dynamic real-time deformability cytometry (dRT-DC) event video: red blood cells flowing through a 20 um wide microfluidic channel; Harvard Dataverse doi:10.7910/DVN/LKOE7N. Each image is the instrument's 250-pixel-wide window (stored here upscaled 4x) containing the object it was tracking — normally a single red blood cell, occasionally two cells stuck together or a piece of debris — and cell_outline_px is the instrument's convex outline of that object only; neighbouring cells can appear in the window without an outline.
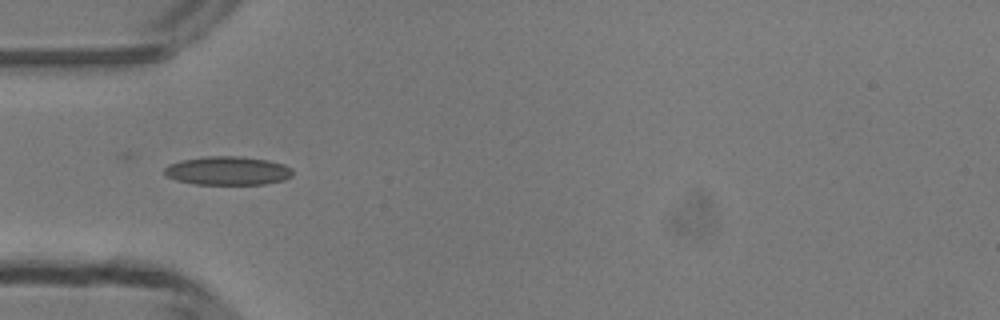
{"species": "common noctule bat (a hibernating species)", "species_latin": "Nyctalus noctula", "temperature_condition": "room temperature", "stored_images_in_passage": 25, "camera_frame_rate_fps": 3000, "um_per_image_px": 0.085, "animal": {"sex": "male", "body_mass_g": 13.3}, "frame": {"image": 1, "passage_image": 1, "time_ms": 0.0, "image_size_px": [1000, 320], "cell_outline_px": [[292, 176], [284, 180], [264, 184], [196, 184], [176, 180], [168, 176], [164, 172], [164, 168], [168, 164], [180, 160], [204, 156], [240, 156], [268, 160], [284, 164], [292, 168]], "centroid_in_image_um": [19.36, 14.5], "position_along_channel_um": 65.6, "area_um2": 21.5}}
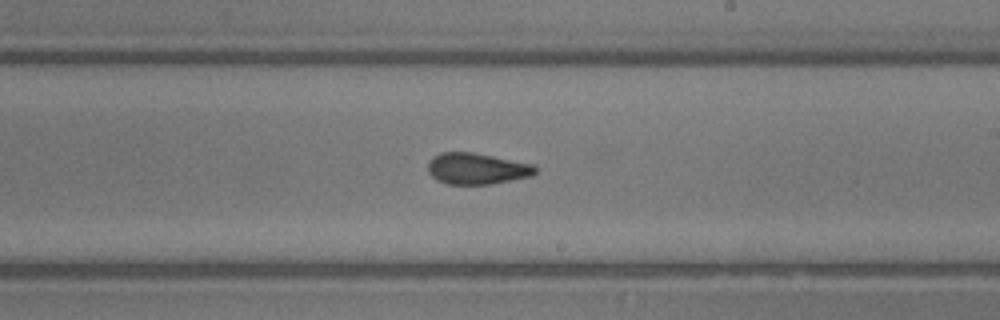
{"frame": {"image": 2, "passage_image": 14, "time_ms": 4.333, "image_size_px": [1000, 320], "cell_outline_px": [[536, 172], [532, 176], [492, 184], [448, 184], [436, 180], [428, 172], [428, 160], [432, 156], [440, 152], [472, 152], [536, 164]], "centroid_in_image_um": [40.53, 14.33], "position_along_channel_um": 248.5, "area_um2": 19.83}}
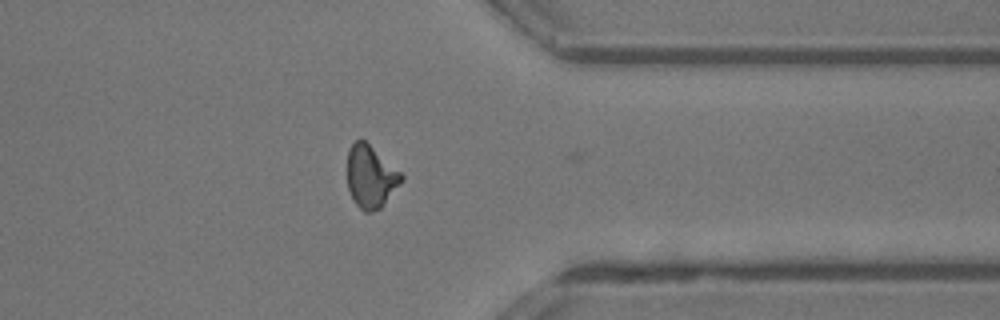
{"frame": {"image": 3, "passage_image": 24, "time_ms": 7.667, "image_size_px": [1000, 320], "cell_outline_px": [[404, 180], [384, 204], [380, 208], [372, 212], [364, 212], [356, 204], [348, 188], [348, 148], [356, 140], [364, 140], [400, 172], [404, 176]], "centroid_in_image_um": [31.51, 15.04], "position_along_channel_um": 379.9, "area_um2": 19.42}, "authors_computed_cell_mechanics": {"area_um2": 19.8254, "velocity_mm_per_s": 4.2146, "shape_relaxation_time_tau1_ms": 9.844, "shape_relaxation_time_tau2_ms": 1.4666, "deformation_change_tau1": 0.2074, "deformation_change_tau2": 0.0842}}